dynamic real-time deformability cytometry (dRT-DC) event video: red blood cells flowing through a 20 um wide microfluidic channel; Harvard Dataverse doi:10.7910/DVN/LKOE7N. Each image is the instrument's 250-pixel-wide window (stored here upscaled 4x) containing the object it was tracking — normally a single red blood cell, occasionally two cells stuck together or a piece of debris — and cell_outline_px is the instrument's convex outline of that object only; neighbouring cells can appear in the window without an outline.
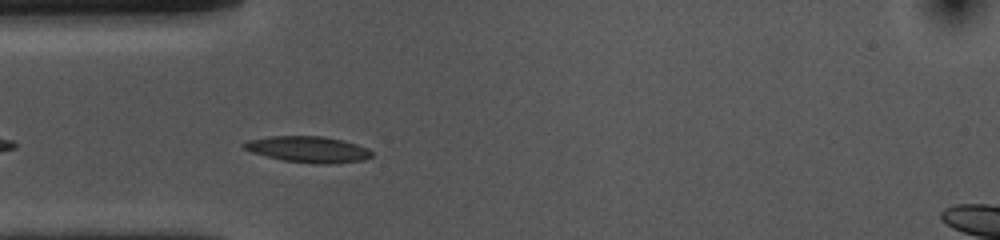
{"species": "common noctule bat (a hibernating species)", "species_latin": "Nyctalus noctula", "temperature_condition": "cold", "stored_images_in_passage": 29, "camera_frame_rate_fps": 3000, "um_per_image_px": 0.085, "animal": {"sex": "female", "body_mass_g": 10.0, "forearm_length_mm": 53.1}, "frame": {"image": 1, "passage_image": 5, "time_ms": 1.333, "image_size_px": [1000, 240], "cell_outline_px": [[372, 156], [364, 160], [328, 164], [316, 164], [284, 160], [252, 152], [244, 148], [240, 144], [248, 140], [272, 136], [324, 136], [344, 140], [368, 148], [372, 152]], "centroid_in_image_um": [26.22, 12.69], "position_along_channel_um": 58.8, "area_um2": 19.42}}
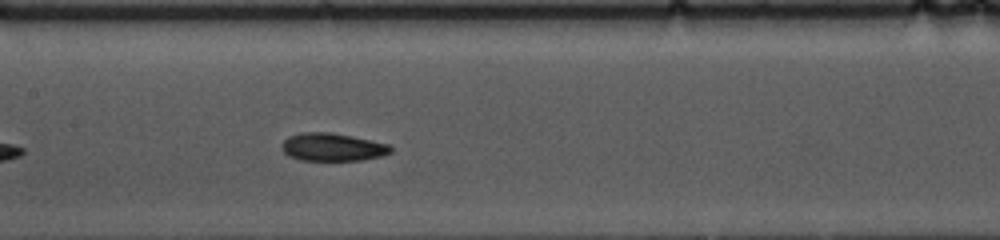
{"frame": {"image": 2, "passage_image": 15, "time_ms": 4.667, "image_size_px": [1000, 240], "cell_outline_px": [[392, 152], [380, 156], [364, 160], [300, 160], [288, 156], [280, 148], [280, 144], [288, 136], [300, 132], [328, 132], [352, 136], [388, 144], [392, 148]], "centroid_in_image_um": [28.21, 12.5], "position_along_channel_um": 179.2, "area_um2": 17.8}}
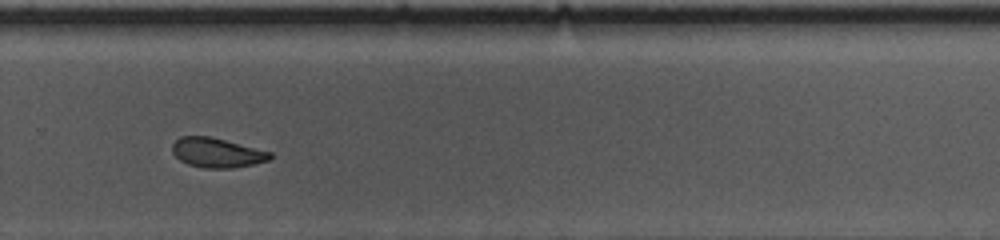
{"frame": {"image": 3, "passage_image": 26, "time_ms": 8.333, "image_size_px": [1000, 240], "cell_outline_px": [[272, 160], [232, 168], [204, 168], [188, 164], [180, 160], [172, 152], [172, 144], [180, 136], [208, 136], [272, 152]], "centroid_in_image_um": [18.44, 12.98], "position_along_channel_um": 311.4, "area_um2": 16.76}}